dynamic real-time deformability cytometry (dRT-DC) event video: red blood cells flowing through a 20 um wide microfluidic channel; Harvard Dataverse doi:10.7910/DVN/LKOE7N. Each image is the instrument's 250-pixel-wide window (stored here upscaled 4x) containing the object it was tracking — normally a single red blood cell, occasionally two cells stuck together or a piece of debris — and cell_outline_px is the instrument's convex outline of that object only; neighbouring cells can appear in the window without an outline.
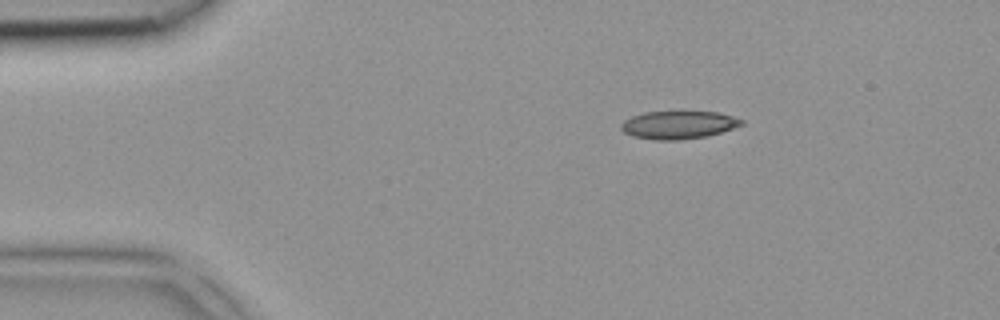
{"species": "common noctule bat (a hibernating species)", "species_latin": "Nyctalus noctula", "temperature_condition": "room temperature", "stored_images_in_passage": 3, "camera_frame_rate_fps": 3000, "um_per_image_px": 0.085, "animal": {"sex": "female", "body_mass_g": 18.4}, "frame": {"image": 1, "passage_image": 1, "time_ms": 0.0, "image_size_px": [1000, 320], "cell_outline_px": [[744, 124], [708, 136], [680, 140], [656, 140], [632, 136], [624, 132], [620, 128], [620, 124], [624, 120], [632, 116], [644, 112], [716, 112], [732, 116], [744, 120]], "centroid_in_image_um": [57.64, 10.62], "position_along_channel_um": 27.4, "area_um2": 19.54}}
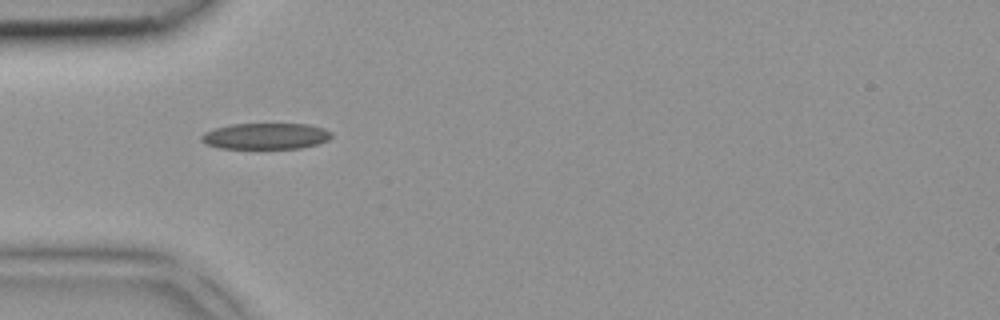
{"frame": {"image": 2, "passage_image": 2, "time_ms": 0.333, "image_size_px": [1000, 320], "cell_outline_px": [[332, 136], [328, 140], [316, 144], [300, 148], [220, 148], [208, 144], [200, 140], [200, 136], [204, 132], [216, 128], [232, 124], [308, 124], [324, 128], [332, 132]], "centroid_in_image_um": [22.6, 11.56], "position_along_channel_um": 62.4, "area_um2": 19.71}}